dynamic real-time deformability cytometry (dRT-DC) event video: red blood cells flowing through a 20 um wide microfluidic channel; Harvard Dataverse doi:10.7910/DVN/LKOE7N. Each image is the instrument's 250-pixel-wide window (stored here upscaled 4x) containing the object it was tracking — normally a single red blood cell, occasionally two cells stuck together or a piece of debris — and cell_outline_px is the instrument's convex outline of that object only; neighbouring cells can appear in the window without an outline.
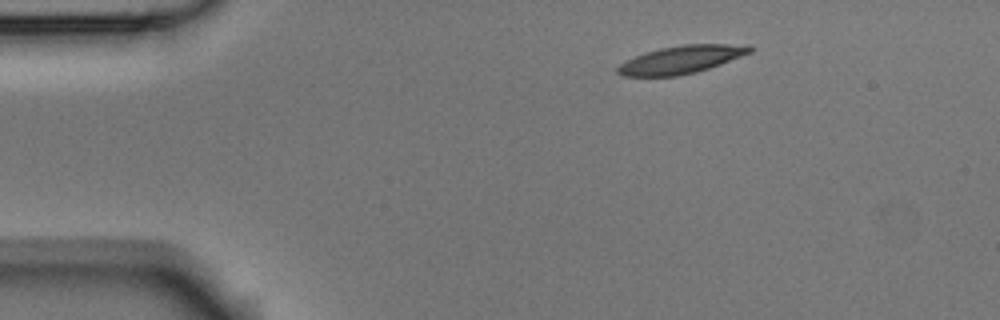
{"species": "Egyptian fruit bat (a non-hibernating species)", "species_latin": "Rousettus aegyptiacus", "temperature_condition": "room temperature", "stored_images_in_passage": 4, "segment_of_instrument_passage": [1, 2], "camera_frame_rate_fps": 3000, "um_per_image_px": 0.085, "animal": {"sex": "male"}, "frame": {"image": 1, "passage_image": 1, "time_ms": 0.0, "image_size_px": [1000, 320], "cell_outline_px": [[756, 48], [752, 52], [720, 64], [696, 72], [676, 76], [624, 76], [616, 72], [616, 68], [620, 64], [644, 52], [660, 48], [684, 44], [748, 44]], "centroid_in_image_um": [57.95, 5.05], "position_along_channel_um": 27.1, "area_um2": 21.44}}